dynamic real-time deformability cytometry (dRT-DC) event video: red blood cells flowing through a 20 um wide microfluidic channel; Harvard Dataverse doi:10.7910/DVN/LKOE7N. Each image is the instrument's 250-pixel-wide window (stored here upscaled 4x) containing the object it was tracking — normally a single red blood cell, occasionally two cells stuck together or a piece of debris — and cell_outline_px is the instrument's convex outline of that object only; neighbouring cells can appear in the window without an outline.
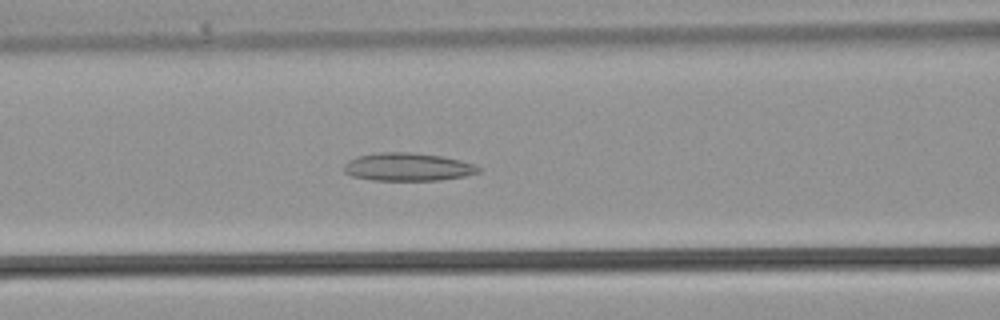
{"species": "common noctule bat (a hibernating species)", "species_latin": "Nyctalus noctula", "temperature_condition": "warm", "stored_images_in_passage": 36, "camera_frame_rate_fps": 3000, "um_per_image_px": 0.085, "animal": {"sex": "male", "body_mass_g": 21.5, "forearm_length_mm": 52.0}, "frame": {"image": 1, "passage_image": 15, "time_ms": 4.667, "image_size_px": [1000, 320], "cell_outline_px": [[484, 168], [480, 172], [464, 176], [440, 180], [372, 180], [352, 176], [344, 172], [344, 164], [348, 160], [360, 156], [380, 152], [408, 152], [440, 156], [460, 160], [476, 164]], "centroid_in_image_um": [34.7, 14.19], "position_along_channel_um": 131.9, "area_um2": 21.96}}
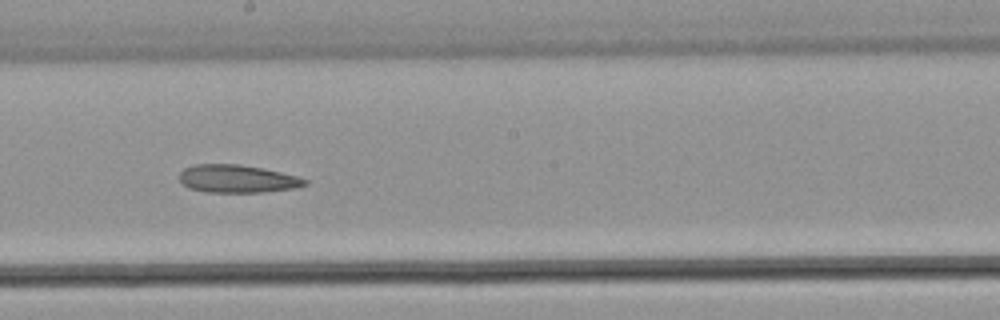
{"frame": {"image": 2, "passage_image": 20, "time_ms": 6.333, "image_size_px": [1000, 320], "cell_outline_px": [[308, 184], [296, 188], [260, 192], [208, 192], [188, 188], [180, 184], [180, 172], [184, 168], [192, 164], [240, 164], [264, 168], [296, 176], [308, 180]], "centroid_in_image_um": [20.14, 15.19], "position_along_channel_um": 228.1, "area_um2": 20.52}}
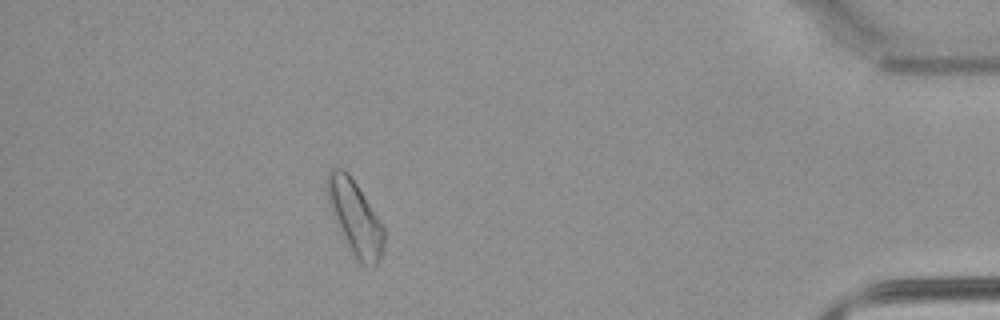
{"frame": {"image": 3, "passage_image": 32, "time_ms": 10.333, "image_size_px": [1000, 320], "cell_outline_px": [[384, 244], [380, 256], [376, 264], [360, 264], [356, 260], [332, 212], [328, 200], [328, 172], [332, 168], [340, 168], [348, 172], [380, 220], [384, 228]], "centroid_in_image_um": [30.2, 18.48], "position_along_channel_um": 405.0, "area_um2": 23.47}}